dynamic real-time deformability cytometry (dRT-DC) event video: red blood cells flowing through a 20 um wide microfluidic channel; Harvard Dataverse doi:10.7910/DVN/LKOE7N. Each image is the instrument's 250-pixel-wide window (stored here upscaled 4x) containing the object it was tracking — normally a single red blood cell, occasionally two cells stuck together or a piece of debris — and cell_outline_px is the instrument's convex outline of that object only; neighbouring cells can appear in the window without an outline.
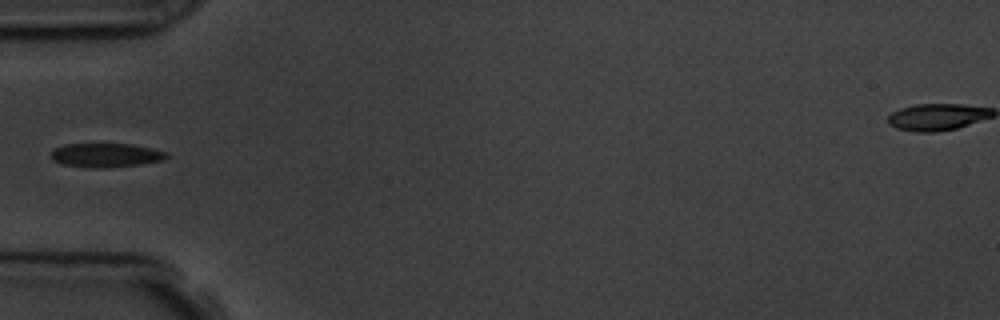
{"species": "common noctule bat (a hibernating species)", "species_latin": "Nyctalus noctula", "temperature_condition": "room temperature", "stored_images_in_passage": 5, "segment_of_instrument_passage": [2, 2], "camera_frame_rate_fps": 3000, "um_per_image_px": 0.085, "animal": {"sex": "male", "body_mass_g": 19.5, "forearm_length_mm": 54.6}, "frame": {"image": 1, "passage_image": 5, "time_ms": 5.333, "image_size_px": [1000, 320], "cell_outline_px": [[168, 156], [164, 160], [140, 164], [108, 168], [92, 168], [64, 164], [52, 160], [52, 152], [56, 148], [64, 144], [132, 144], [152, 148], [168, 152]], "centroid_in_image_um": [9.05, 13.19], "position_along_channel_um": 76.0, "area_um2": 16.13}}